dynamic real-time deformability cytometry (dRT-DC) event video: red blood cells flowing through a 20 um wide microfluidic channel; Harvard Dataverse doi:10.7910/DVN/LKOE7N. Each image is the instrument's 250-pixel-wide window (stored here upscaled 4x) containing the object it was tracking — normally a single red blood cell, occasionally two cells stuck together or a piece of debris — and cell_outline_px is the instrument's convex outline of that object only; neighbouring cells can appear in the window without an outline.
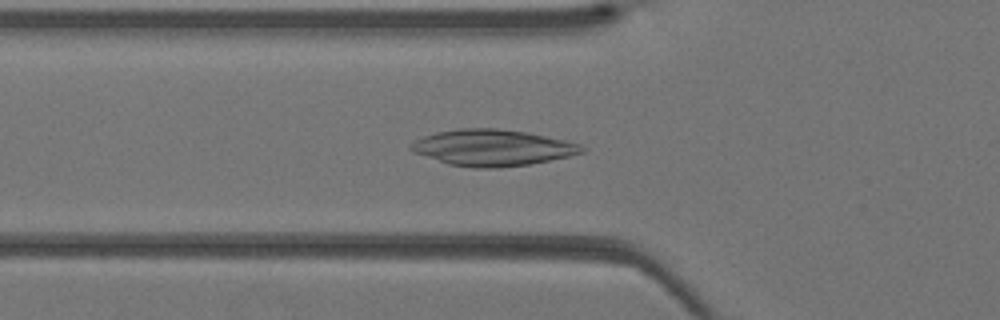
{"species": "Egyptian fruit bat (a non-hibernating species)", "species_latin": "Rousettus aegyptiacus", "temperature_condition": "warm", "stored_images_in_passage": 33, "camera_frame_rate_fps": 3000, "um_per_image_px": 0.085, "animal": {"sex": "female"}, "frame": {"image": 1, "passage_image": 7, "time_ms": 2.0, "image_size_px": [1000, 320], "cell_outline_px": [[588, 148], [584, 152], [568, 156], [528, 164], [500, 168], [472, 168], [448, 164], [412, 152], [408, 148], [408, 144], [424, 136], [436, 132], [460, 128], [496, 128], [524, 132], [564, 140], [580, 144]], "centroid_in_image_um": [41.81, 12.56], "position_along_channel_um": 84.0, "area_um2": 36.07}}
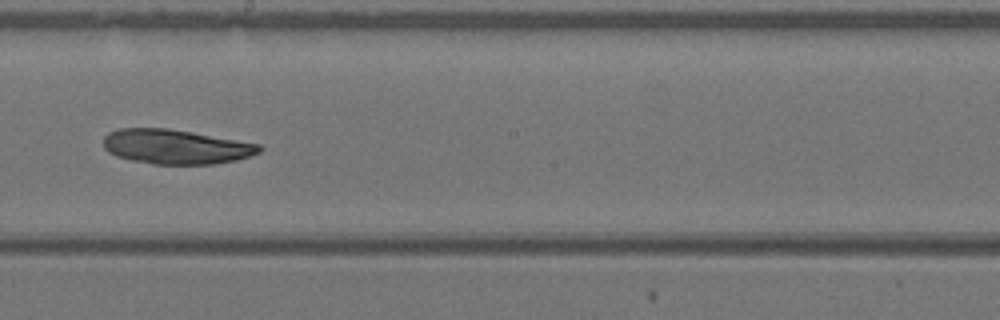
{"frame": {"image": 2, "passage_image": 16, "time_ms": 5.0, "image_size_px": [1000, 320], "cell_outline_px": [[264, 148], [260, 152], [236, 160], [212, 164], [152, 164], [132, 160], [116, 156], [108, 152], [104, 148], [104, 136], [108, 132], [120, 128], [168, 128], [192, 132], [260, 144]], "centroid_in_image_um": [14.92, 12.47], "position_along_channel_um": 233.3, "area_um2": 31.39}}
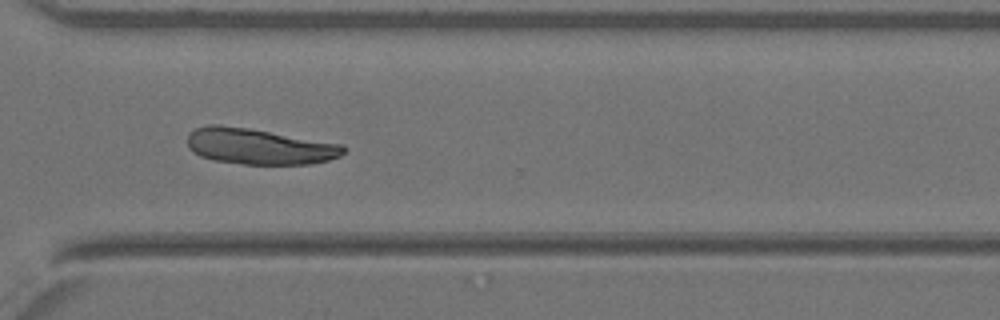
{"frame": {"image": 3, "passage_image": 23, "time_ms": 7.333, "image_size_px": [1000, 320], "cell_outline_px": [[348, 148], [340, 156], [328, 160], [312, 164], [244, 164], [212, 160], [200, 156], [192, 152], [188, 148], [188, 136], [196, 128], [208, 124], [220, 124], [248, 128], [344, 144]], "centroid_in_image_um": [22.04, 12.44], "position_along_channel_um": 348.6, "area_um2": 32.83}}